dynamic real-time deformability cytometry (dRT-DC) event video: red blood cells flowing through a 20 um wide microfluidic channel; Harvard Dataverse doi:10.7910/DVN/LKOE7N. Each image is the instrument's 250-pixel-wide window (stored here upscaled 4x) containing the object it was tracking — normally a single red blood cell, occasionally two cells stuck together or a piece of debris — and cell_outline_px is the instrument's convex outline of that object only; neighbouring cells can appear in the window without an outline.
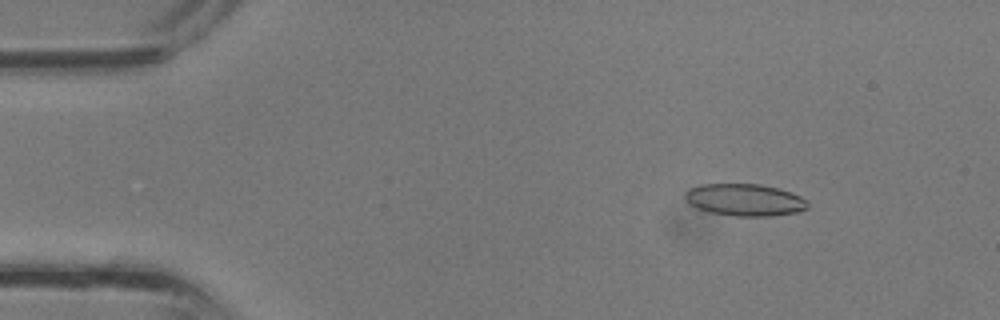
{"species": "common noctule bat (a hibernating species)", "species_latin": "Nyctalus noctula", "temperature_condition": "room temperature", "stored_images_in_passage": 37, "camera_frame_rate_fps": 3000, "um_per_image_px": 0.085, "animal": {"sex": "male", "body_mass_g": 13.3}, "frame": {"image": 1, "passage_image": 5, "time_ms": 1.333, "image_size_px": [1000, 320], "cell_outline_px": [[808, 208], [800, 212], [772, 216], [736, 216], [712, 212], [696, 208], [684, 196], [684, 192], [688, 188], [700, 184], [760, 184], [780, 188], [792, 192], [800, 196], [808, 204]], "centroid_in_image_um": [63.33, 16.98], "position_along_channel_um": 21.7, "area_um2": 23.0}}
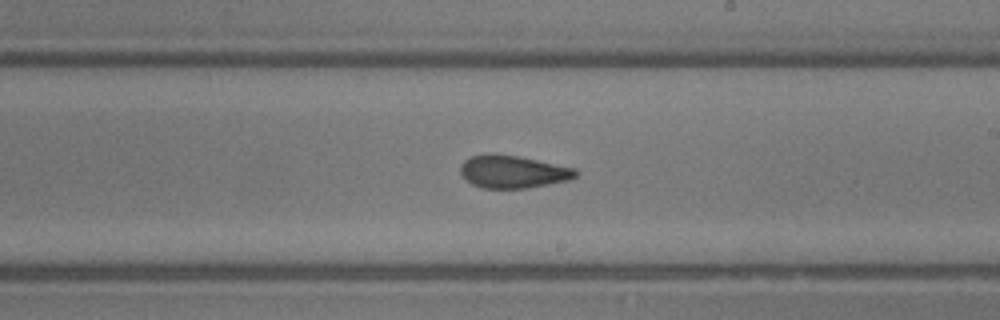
{"frame": {"image": 2, "passage_image": 21, "time_ms": 6.667, "image_size_px": [1000, 320], "cell_outline_px": [[576, 176], [568, 180], [528, 188], [480, 188], [472, 184], [460, 172], [460, 164], [464, 160], [472, 156], [484, 152], [488, 152], [516, 156], [576, 168]], "centroid_in_image_um": [43.55, 14.58], "position_along_channel_um": 245.5, "area_um2": 21.91}}
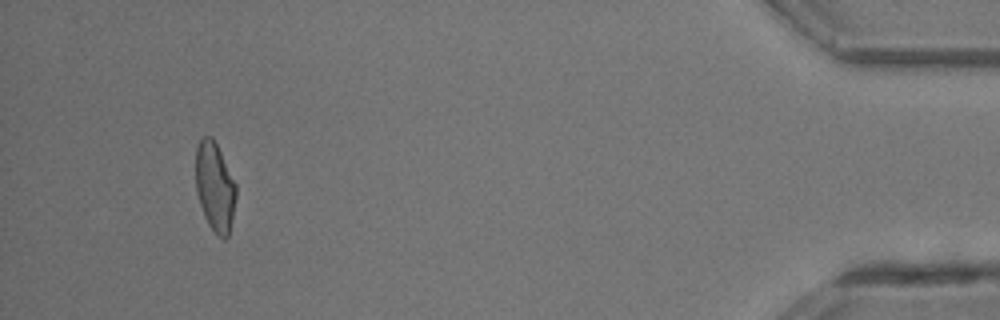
{"frame": {"image": 3, "passage_image": 34, "time_ms": 11.0, "image_size_px": [1000, 320], "cell_outline_px": [[236, 196], [228, 236], [224, 240], [208, 224], [204, 216], [196, 192], [196, 148], [200, 140], [204, 136], [212, 136], [236, 184]], "centroid_in_image_um": [18.25, 15.87], "position_along_channel_um": 417.0, "area_um2": 20.58}}